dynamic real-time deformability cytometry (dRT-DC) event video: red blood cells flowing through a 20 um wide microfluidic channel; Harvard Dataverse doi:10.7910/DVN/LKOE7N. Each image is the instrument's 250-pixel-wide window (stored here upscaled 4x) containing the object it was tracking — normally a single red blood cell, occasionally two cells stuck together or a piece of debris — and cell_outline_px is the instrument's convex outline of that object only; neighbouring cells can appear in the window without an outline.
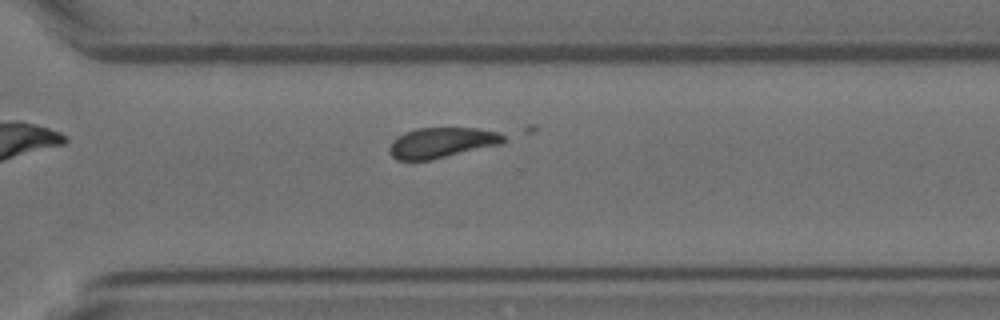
{"species": "Egyptian fruit bat (a non-hibernating species)", "species_latin": "Rousettus aegyptiacus", "temperature_condition": "room temperature", "stored_images_in_passage": 14, "camera_frame_rate_fps": 3000, "um_per_image_px": 0.085, "animal": {"sex": "female"}, "frame": {"image": 1, "passage_image": 10, "time_ms": 3.0, "image_size_px": [1000, 320], "cell_outline_px": [[504, 140], [500, 144], [432, 160], [396, 160], [388, 152], [388, 148], [392, 140], [404, 132], [416, 128], [476, 128], [496, 132], [504, 136]], "centroid_in_image_um": [37.47, 12.13], "position_along_channel_um": 333.1, "area_um2": 20.17}}
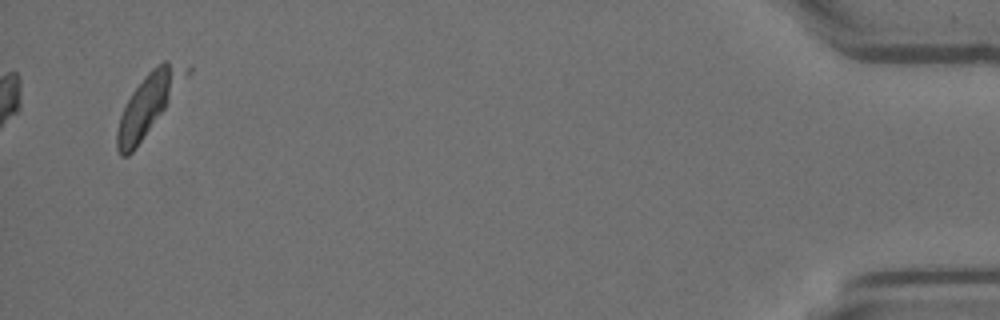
{"frame": {"image": 2, "passage_image": 14, "time_ms": 4.333, "image_size_px": [1000, 320], "cell_outline_px": [[176, 72], [168, 100], [164, 108], [132, 152], [128, 156], [120, 156], [116, 148], [116, 132], [120, 116], [132, 92], [148, 72], [152, 68], [164, 60], [168, 60], [176, 68]], "centroid_in_image_um": [12.27, 9.07], "position_along_channel_um": 422.9, "area_um2": 20.81}}